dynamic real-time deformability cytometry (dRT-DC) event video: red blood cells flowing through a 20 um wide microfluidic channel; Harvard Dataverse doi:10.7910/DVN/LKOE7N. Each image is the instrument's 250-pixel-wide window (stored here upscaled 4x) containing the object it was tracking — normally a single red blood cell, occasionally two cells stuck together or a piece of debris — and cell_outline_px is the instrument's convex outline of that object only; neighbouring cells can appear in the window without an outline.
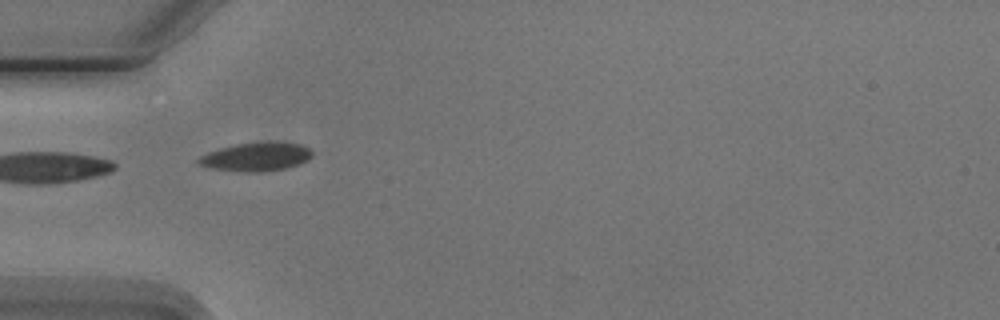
{"species": "Egyptian fruit bat (a non-hibernating species)", "species_latin": "Rousettus aegyptiacus", "temperature_condition": "cold", "stored_images_in_passage": 2, "camera_frame_rate_fps": 3000, "um_per_image_px": 0.085, "animal": {"sex": "male"}, "frame": {"image": 1, "passage_image": 1, "time_ms": 0.0, "image_size_px": [1000, 320], "cell_outline_px": [[312, 156], [308, 160], [300, 164], [284, 168], [260, 172], [244, 172], [212, 168], [196, 164], [196, 160], [200, 156], [208, 152], [220, 148], [236, 144], [268, 140], [276, 140], [300, 144], [308, 148], [312, 152]], "centroid_in_image_um": [21.78, 13.3], "position_along_channel_um": 63.2, "area_um2": 19.31}}